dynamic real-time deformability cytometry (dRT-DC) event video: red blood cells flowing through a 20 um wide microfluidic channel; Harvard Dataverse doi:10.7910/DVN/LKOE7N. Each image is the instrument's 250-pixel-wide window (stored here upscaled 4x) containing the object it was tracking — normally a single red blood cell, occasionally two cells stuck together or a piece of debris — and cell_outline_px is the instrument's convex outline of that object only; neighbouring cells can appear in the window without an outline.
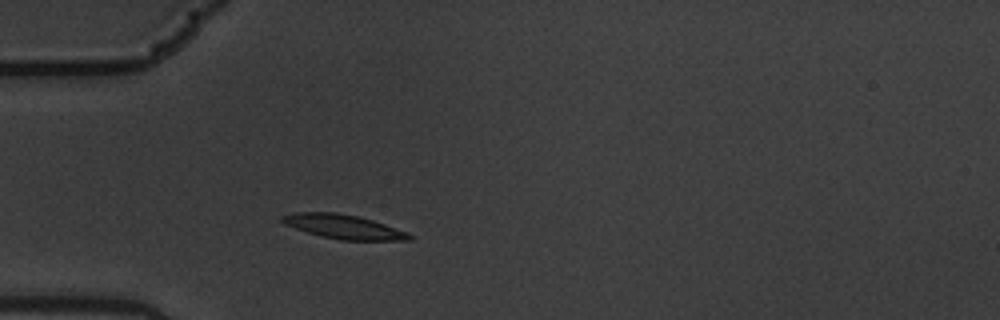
{"species": "common noctule bat (a hibernating species)", "species_latin": "Nyctalus noctula", "temperature_condition": "warm", "stored_images_in_passage": 2, "camera_frame_rate_fps": 3000, "um_per_image_px": 0.085, "animal": {"sex": "male", "body_mass_g": 19.5, "forearm_length_mm": 54.6}, "frame": {"image": 1, "passage_image": 2, "time_ms": 0.333, "image_size_px": [1000, 320], "cell_outline_px": [[416, 236], [412, 240], [340, 240], [320, 236], [284, 224], [280, 220], [280, 216], [292, 212], [336, 212], [356, 216], [372, 220], [408, 232]], "centroid_in_image_um": [29.21, 19.27], "position_along_channel_um": 55.8, "area_um2": 17.98}}